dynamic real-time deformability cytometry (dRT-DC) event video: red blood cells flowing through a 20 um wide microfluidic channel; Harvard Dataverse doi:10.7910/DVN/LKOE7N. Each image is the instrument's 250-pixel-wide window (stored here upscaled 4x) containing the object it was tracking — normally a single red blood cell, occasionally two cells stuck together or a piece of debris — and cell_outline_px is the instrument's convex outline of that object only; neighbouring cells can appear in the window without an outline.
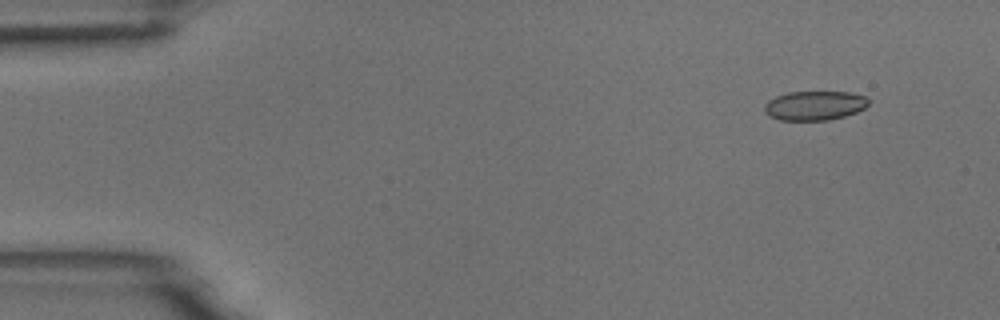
{"species": "common noctule bat (a hibernating species)", "species_latin": "Nyctalus noctula", "temperature_condition": "room temperature", "stored_images_in_passage": 6, "camera_frame_rate_fps": 3000, "um_per_image_px": 0.085, "animal": {"sex": "male", "body_mass_g": 18.8}, "frame": {"image": 1, "passage_image": 2, "time_ms": 0.333, "image_size_px": [1000, 320], "cell_outline_px": [[868, 104], [864, 108], [856, 112], [844, 116], [828, 120], [780, 120], [768, 116], [764, 112], [764, 104], [768, 100], [776, 96], [788, 92], [848, 92], [864, 96], [868, 100]], "centroid_in_image_um": [69.19, 8.98], "position_along_channel_um": 15.8, "area_um2": 17.74}}
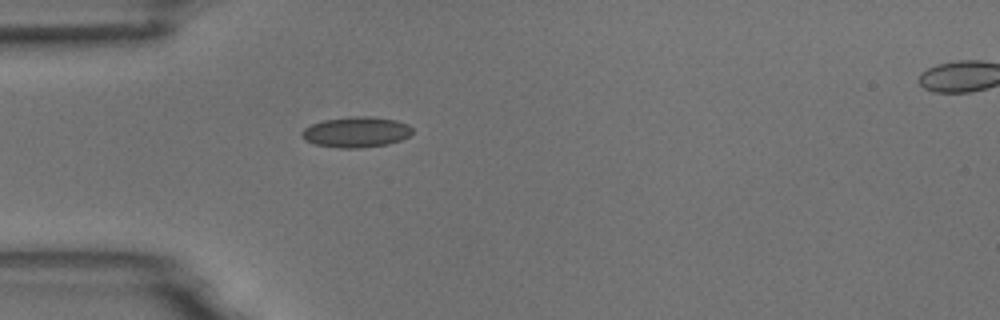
{"frame": {"image": 2, "passage_image": 5, "time_ms": 1.333, "image_size_px": [1000, 320], "cell_outline_px": [[412, 132], [408, 136], [400, 140], [388, 144], [360, 148], [340, 148], [316, 144], [304, 140], [300, 136], [300, 132], [304, 128], [312, 124], [324, 120], [356, 116], [372, 116], [396, 120], [408, 124], [412, 128]], "centroid_in_image_um": [30.26, 11.22], "position_along_channel_um": 54.7, "area_um2": 19.71}}